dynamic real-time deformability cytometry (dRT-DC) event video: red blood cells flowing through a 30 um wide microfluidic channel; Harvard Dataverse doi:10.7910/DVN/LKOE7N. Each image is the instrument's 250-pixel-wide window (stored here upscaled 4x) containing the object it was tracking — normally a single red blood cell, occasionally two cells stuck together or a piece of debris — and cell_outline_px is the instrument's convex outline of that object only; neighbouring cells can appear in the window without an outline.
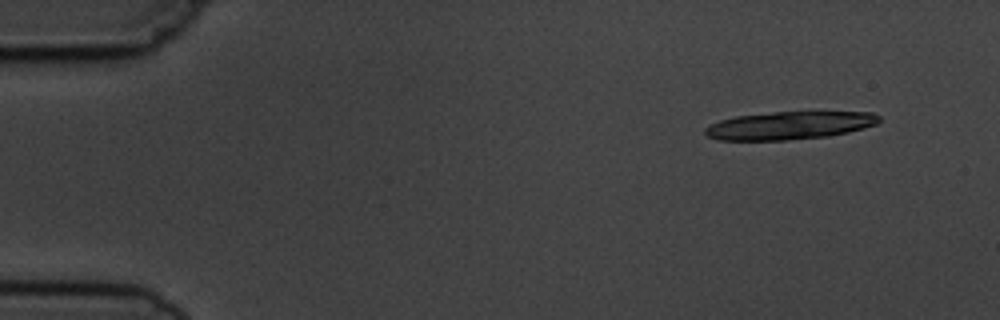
{"species": "common noctule bat (a hibernating species)", "species_latin": "Nyctalus noctula", "temperature_condition": "cold", "stored_images_in_passage": 4, "camera_frame_rate_fps": 3000, "um_per_image_px": 0.085, "animal": {"sex": "male", "body_mass_g": 19.5, "forearm_length_mm": 54.6}, "frame": {"image": 1, "passage_image": 1, "time_ms": 0.0, "image_size_px": [1000, 320], "cell_outline_px": [[880, 120], [876, 124], [864, 128], [848, 132], [828, 136], [784, 140], [716, 140], [708, 136], [704, 132], [704, 128], [720, 120], [736, 116], [776, 112], [872, 112], [880, 116]], "centroid_in_image_um": [67.1, 10.66], "position_along_channel_um": 17.9, "area_um2": 28.15}}